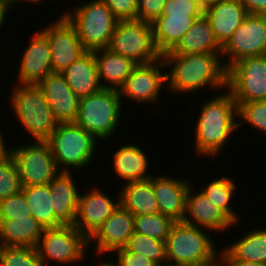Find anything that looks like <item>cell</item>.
<instances>
[{
  "label": "cell",
  "instance_id": "8d00e7d4",
  "mask_svg": "<svg viewBox=\"0 0 266 266\" xmlns=\"http://www.w3.org/2000/svg\"><path fill=\"white\" fill-rule=\"evenodd\" d=\"M32 216V210L23 192L0 200V219H17Z\"/></svg>",
  "mask_w": 266,
  "mask_h": 266
},
{
  "label": "cell",
  "instance_id": "816d5d0a",
  "mask_svg": "<svg viewBox=\"0 0 266 266\" xmlns=\"http://www.w3.org/2000/svg\"><path fill=\"white\" fill-rule=\"evenodd\" d=\"M19 0H17V2H18ZM23 1V0H22ZM24 1H27V2H39V1H41V0H24Z\"/></svg>",
  "mask_w": 266,
  "mask_h": 266
},
{
  "label": "cell",
  "instance_id": "44dd1931",
  "mask_svg": "<svg viewBox=\"0 0 266 266\" xmlns=\"http://www.w3.org/2000/svg\"><path fill=\"white\" fill-rule=\"evenodd\" d=\"M188 181L171 177H153V190L158 201L159 213L169 216L175 222L185 216Z\"/></svg>",
  "mask_w": 266,
  "mask_h": 266
},
{
  "label": "cell",
  "instance_id": "d6986e66",
  "mask_svg": "<svg viewBox=\"0 0 266 266\" xmlns=\"http://www.w3.org/2000/svg\"><path fill=\"white\" fill-rule=\"evenodd\" d=\"M218 44L223 47L248 15L238 0H218L204 9Z\"/></svg>",
  "mask_w": 266,
  "mask_h": 266
},
{
  "label": "cell",
  "instance_id": "277c9868",
  "mask_svg": "<svg viewBox=\"0 0 266 266\" xmlns=\"http://www.w3.org/2000/svg\"><path fill=\"white\" fill-rule=\"evenodd\" d=\"M11 95L14 112L23 127L36 141H47L58 122L42 90L38 85L18 84Z\"/></svg>",
  "mask_w": 266,
  "mask_h": 266
},
{
  "label": "cell",
  "instance_id": "484cf974",
  "mask_svg": "<svg viewBox=\"0 0 266 266\" xmlns=\"http://www.w3.org/2000/svg\"><path fill=\"white\" fill-rule=\"evenodd\" d=\"M122 188L120 204L134 216L159 213L153 190V177L144 181L129 182Z\"/></svg>",
  "mask_w": 266,
  "mask_h": 266
},
{
  "label": "cell",
  "instance_id": "603a6c76",
  "mask_svg": "<svg viewBox=\"0 0 266 266\" xmlns=\"http://www.w3.org/2000/svg\"><path fill=\"white\" fill-rule=\"evenodd\" d=\"M62 74L68 86L79 98L94 94L103 88L99 80L94 51H87L81 58L67 67Z\"/></svg>",
  "mask_w": 266,
  "mask_h": 266
},
{
  "label": "cell",
  "instance_id": "d590c367",
  "mask_svg": "<svg viewBox=\"0 0 266 266\" xmlns=\"http://www.w3.org/2000/svg\"><path fill=\"white\" fill-rule=\"evenodd\" d=\"M0 266H44L35 247L0 246Z\"/></svg>",
  "mask_w": 266,
  "mask_h": 266
},
{
  "label": "cell",
  "instance_id": "8992f818",
  "mask_svg": "<svg viewBox=\"0 0 266 266\" xmlns=\"http://www.w3.org/2000/svg\"><path fill=\"white\" fill-rule=\"evenodd\" d=\"M74 11L64 14L75 26L83 47L87 51L108 48L118 20L105 2L94 0Z\"/></svg>",
  "mask_w": 266,
  "mask_h": 266
},
{
  "label": "cell",
  "instance_id": "ba28073f",
  "mask_svg": "<svg viewBox=\"0 0 266 266\" xmlns=\"http://www.w3.org/2000/svg\"><path fill=\"white\" fill-rule=\"evenodd\" d=\"M108 48L136 64H149L162 57L153 41L152 24L138 20L117 21Z\"/></svg>",
  "mask_w": 266,
  "mask_h": 266
},
{
  "label": "cell",
  "instance_id": "7a4b0ae2",
  "mask_svg": "<svg viewBox=\"0 0 266 266\" xmlns=\"http://www.w3.org/2000/svg\"><path fill=\"white\" fill-rule=\"evenodd\" d=\"M200 112L195 126L196 150L198 154L213 156L225 145L234 129L242 125V122H235L238 105L227 91L206 102Z\"/></svg>",
  "mask_w": 266,
  "mask_h": 266
},
{
  "label": "cell",
  "instance_id": "ac0fdd59",
  "mask_svg": "<svg viewBox=\"0 0 266 266\" xmlns=\"http://www.w3.org/2000/svg\"><path fill=\"white\" fill-rule=\"evenodd\" d=\"M25 49L19 71V83L37 85L52 73L51 49L47 35L41 31L31 38Z\"/></svg>",
  "mask_w": 266,
  "mask_h": 266
},
{
  "label": "cell",
  "instance_id": "f546056e",
  "mask_svg": "<svg viewBox=\"0 0 266 266\" xmlns=\"http://www.w3.org/2000/svg\"><path fill=\"white\" fill-rule=\"evenodd\" d=\"M147 157L136 145H123L114 153L113 166L116 174L129 182L144 181L152 175H146Z\"/></svg>",
  "mask_w": 266,
  "mask_h": 266
},
{
  "label": "cell",
  "instance_id": "7bdbcfd3",
  "mask_svg": "<svg viewBox=\"0 0 266 266\" xmlns=\"http://www.w3.org/2000/svg\"><path fill=\"white\" fill-rule=\"evenodd\" d=\"M248 14L266 15V0H238Z\"/></svg>",
  "mask_w": 266,
  "mask_h": 266
},
{
  "label": "cell",
  "instance_id": "9a60e30c",
  "mask_svg": "<svg viewBox=\"0 0 266 266\" xmlns=\"http://www.w3.org/2000/svg\"><path fill=\"white\" fill-rule=\"evenodd\" d=\"M37 85L44 93L58 123L75 122L80 98L68 86L62 73L52 72Z\"/></svg>",
  "mask_w": 266,
  "mask_h": 266
},
{
  "label": "cell",
  "instance_id": "ee69618b",
  "mask_svg": "<svg viewBox=\"0 0 266 266\" xmlns=\"http://www.w3.org/2000/svg\"><path fill=\"white\" fill-rule=\"evenodd\" d=\"M226 266H266L260 262H226Z\"/></svg>",
  "mask_w": 266,
  "mask_h": 266
},
{
  "label": "cell",
  "instance_id": "74e56055",
  "mask_svg": "<svg viewBox=\"0 0 266 266\" xmlns=\"http://www.w3.org/2000/svg\"><path fill=\"white\" fill-rule=\"evenodd\" d=\"M238 116L266 134V101L237 103Z\"/></svg>",
  "mask_w": 266,
  "mask_h": 266
},
{
  "label": "cell",
  "instance_id": "b9f144b4",
  "mask_svg": "<svg viewBox=\"0 0 266 266\" xmlns=\"http://www.w3.org/2000/svg\"><path fill=\"white\" fill-rule=\"evenodd\" d=\"M118 262L115 263L117 266H157L150 259L145 256L129 252L125 247L116 249Z\"/></svg>",
  "mask_w": 266,
  "mask_h": 266
},
{
  "label": "cell",
  "instance_id": "4fadbf2b",
  "mask_svg": "<svg viewBox=\"0 0 266 266\" xmlns=\"http://www.w3.org/2000/svg\"><path fill=\"white\" fill-rule=\"evenodd\" d=\"M42 31L49 39L53 72L62 73L87 52L75 26L65 15Z\"/></svg>",
  "mask_w": 266,
  "mask_h": 266
},
{
  "label": "cell",
  "instance_id": "d4e9b609",
  "mask_svg": "<svg viewBox=\"0 0 266 266\" xmlns=\"http://www.w3.org/2000/svg\"><path fill=\"white\" fill-rule=\"evenodd\" d=\"M44 230L32 216L0 219V246L36 247Z\"/></svg>",
  "mask_w": 266,
  "mask_h": 266
},
{
  "label": "cell",
  "instance_id": "836d02e7",
  "mask_svg": "<svg viewBox=\"0 0 266 266\" xmlns=\"http://www.w3.org/2000/svg\"><path fill=\"white\" fill-rule=\"evenodd\" d=\"M175 221L160 213L134 216V231L148 237L166 241Z\"/></svg>",
  "mask_w": 266,
  "mask_h": 266
},
{
  "label": "cell",
  "instance_id": "c3c4849f",
  "mask_svg": "<svg viewBox=\"0 0 266 266\" xmlns=\"http://www.w3.org/2000/svg\"><path fill=\"white\" fill-rule=\"evenodd\" d=\"M221 258H222L221 261L217 260L218 263H216L217 261L215 260V261H213L209 264L203 265V266H218V264H220L219 262H221V265H226V262H225V259L223 258V256H221Z\"/></svg>",
  "mask_w": 266,
  "mask_h": 266
},
{
  "label": "cell",
  "instance_id": "3957f363",
  "mask_svg": "<svg viewBox=\"0 0 266 266\" xmlns=\"http://www.w3.org/2000/svg\"><path fill=\"white\" fill-rule=\"evenodd\" d=\"M216 255L211 238L202 228L182 221L173 224L166 239L167 260L173 263L167 264L203 266L217 260Z\"/></svg>",
  "mask_w": 266,
  "mask_h": 266
},
{
  "label": "cell",
  "instance_id": "30bf717a",
  "mask_svg": "<svg viewBox=\"0 0 266 266\" xmlns=\"http://www.w3.org/2000/svg\"><path fill=\"white\" fill-rule=\"evenodd\" d=\"M15 160L22 186L49 184L59 173L48 141L8 151Z\"/></svg>",
  "mask_w": 266,
  "mask_h": 266
},
{
  "label": "cell",
  "instance_id": "f907efd6",
  "mask_svg": "<svg viewBox=\"0 0 266 266\" xmlns=\"http://www.w3.org/2000/svg\"><path fill=\"white\" fill-rule=\"evenodd\" d=\"M2 1L8 3L11 6V4L16 3L17 0H2Z\"/></svg>",
  "mask_w": 266,
  "mask_h": 266
},
{
  "label": "cell",
  "instance_id": "d6a6232c",
  "mask_svg": "<svg viewBox=\"0 0 266 266\" xmlns=\"http://www.w3.org/2000/svg\"><path fill=\"white\" fill-rule=\"evenodd\" d=\"M234 181L235 180H231V178L223 176V178L215 179L209 183L201 192L236 223L238 221V216L229 206L232 193L236 190Z\"/></svg>",
  "mask_w": 266,
  "mask_h": 266
},
{
  "label": "cell",
  "instance_id": "2e32d148",
  "mask_svg": "<svg viewBox=\"0 0 266 266\" xmlns=\"http://www.w3.org/2000/svg\"><path fill=\"white\" fill-rule=\"evenodd\" d=\"M119 204L120 200L113 203L97 188L85 195H79L74 226L89 239Z\"/></svg>",
  "mask_w": 266,
  "mask_h": 266
},
{
  "label": "cell",
  "instance_id": "4316f807",
  "mask_svg": "<svg viewBox=\"0 0 266 266\" xmlns=\"http://www.w3.org/2000/svg\"><path fill=\"white\" fill-rule=\"evenodd\" d=\"M94 55L98 65L99 80L104 78L107 83L111 84H104L103 88L119 90L137 66L133 60L114 53L109 48L94 50Z\"/></svg>",
  "mask_w": 266,
  "mask_h": 266
},
{
  "label": "cell",
  "instance_id": "f5cc1de1",
  "mask_svg": "<svg viewBox=\"0 0 266 266\" xmlns=\"http://www.w3.org/2000/svg\"><path fill=\"white\" fill-rule=\"evenodd\" d=\"M162 266H180V265H170V264H166V265H162Z\"/></svg>",
  "mask_w": 266,
  "mask_h": 266
},
{
  "label": "cell",
  "instance_id": "9c48e42d",
  "mask_svg": "<svg viewBox=\"0 0 266 266\" xmlns=\"http://www.w3.org/2000/svg\"><path fill=\"white\" fill-rule=\"evenodd\" d=\"M227 87L237 103L266 101V56L235 62L227 69Z\"/></svg>",
  "mask_w": 266,
  "mask_h": 266
},
{
  "label": "cell",
  "instance_id": "cb8c5ba5",
  "mask_svg": "<svg viewBox=\"0 0 266 266\" xmlns=\"http://www.w3.org/2000/svg\"><path fill=\"white\" fill-rule=\"evenodd\" d=\"M222 47L214 37L209 19L203 13L197 18L180 42L164 54L221 53Z\"/></svg>",
  "mask_w": 266,
  "mask_h": 266
},
{
  "label": "cell",
  "instance_id": "7c38bea8",
  "mask_svg": "<svg viewBox=\"0 0 266 266\" xmlns=\"http://www.w3.org/2000/svg\"><path fill=\"white\" fill-rule=\"evenodd\" d=\"M221 54L229 57L226 69L242 58L266 54V15L248 14L222 47Z\"/></svg>",
  "mask_w": 266,
  "mask_h": 266
},
{
  "label": "cell",
  "instance_id": "ab89813d",
  "mask_svg": "<svg viewBox=\"0 0 266 266\" xmlns=\"http://www.w3.org/2000/svg\"><path fill=\"white\" fill-rule=\"evenodd\" d=\"M118 21L136 20L138 0H103Z\"/></svg>",
  "mask_w": 266,
  "mask_h": 266
},
{
  "label": "cell",
  "instance_id": "ffe728a7",
  "mask_svg": "<svg viewBox=\"0 0 266 266\" xmlns=\"http://www.w3.org/2000/svg\"><path fill=\"white\" fill-rule=\"evenodd\" d=\"M191 190L190 185L186 194L185 216L182 222L218 231H224V229L226 230L229 226L235 224L224 211L215 206L202 192L193 195ZM187 214H189V217L186 216Z\"/></svg>",
  "mask_w": 266,
  "mask_h": 266
},
{
  "label": "cell",
  "instance_id": "6da1fadb",
  "mask_svg": "<svg viewBox=\"0 0 266 266\" xmlns=\"http://www.w3.org/2000/svg\"><path fill=\"white\" fill-rule=\"evenodd\" d=\"M221 53L163 54L165 65H173L166 74L168 85L175 92H191L208 84L227 86V69L219 60Z\"/></svg>",
  "mask_w": 266,
  "mask_h": 266
},
{
  "label": "cell",
  "instance_id": "e0dca14e",
  "mask_svg": "<svg viewBox=\"0 0 266 266\" xmlns=\"http://www.w3.org/2000/svg\"><path fill=\"white\" fill-rule=\"evenodd\" d=\"M134 215L121 204L111 213L108 219L89 238V243L96 239L97 252L104 254L124 248L134 233Z\"/></svg>",
  "mask_w": 266,
  "mask_h": 266
},
{
  "label": "cell",
  "instance_id": "bcb514c9",
  "mask_svg": "<svg viewBox=\"0 0 266 266\" xmlns=\"http://www.w3.org/2000/svg\"><path fill=\"white\" fill-rule=\"evenodd\" d=\"M218 0H197L198 4L204 9H206L211 4L216 3Z\"/></svg>",
  "mask_w": 266,
  "mask_h": 266
},
{
  "label": "cell",
  "instance_id": "f1b7e54d",
  "mask_svg": "<svg viewBox=\"0 0 266 266\" xmlns=\"http://www.w3.org/2000/svg\"><path fill=\"white\" fill-rule=\"evenodd\" d=\"M221 256L225 262H260L266 264V229L254 230L228 246Z\"/></svg>",
  "mask_w": 266,
  "mask_h": 266
},
{
  "label": "cell",
  "instance_id": "681fc988",
  "mask_svg": "<svg viewBox=\"0 0 266 266\" xmlns=\"http://www.w3.org/2000/svg\"><path fill=\"white\" fill-rule=\"evenodd\" d=\"M100 266H117L116 264H114V263H106L105 261H104V263L102 262V264L100 265Z\"/></svg>",
  "mask_w": 266,
  "mask_h": 266
},
{
  "label": "cell",
  "instance_id": "5b68a950",
  "mask_svg": "<svg viewBox=\"0 0 266 266\" xmlns=\"http://www.w3.org/2000/svg\"><path fill=\"white\" fill-rule=\"evenodd\" d=\"M121 98L118 90L110 88L80 98L75 123L96 139L109 138L119 121Z\"/></svg>",
  "mask_w": 266,
  "mask_h": 266
},
{
  "label": "cell",
  "instance_id": "f35d334b",
  "mask_svg": "<svg viewBox=\"0 0 266 266\" xmlns=\"http://www.w3.org/2000/svg\"><path fill=\"white\" fill-rule=\"evenodd\" d=\"M203 13L197 0H167L160 17H200Z\"/></svg>",
  "mask_w": 266,
  "mask_h": 266
},
{
  "label": "cell",
  "instance_id": "60d3db41",
  "mask_svg": "<svg viewBox=\"0 0 266 266\" xmlns=\"http://www.w3.org/2000/svg\"><path fill=\"white\" fill-rule=\"evenodd\" d=\"M166 1L138 0L136 20L153 24L162 14Z\"/></svg>",
  "mask_w": 266,
  "mask_h": 266
},
{
  "label": "cell",
  "instance_id": "7dc6e473",
  "mask_svg": "<svg viewBox=\"0 0 266 266\" xmlns=\"http://www.w3.org/2000/svg\"><path fill=\"white\" fill-rule=\"evenodd\" d=\"M6 150L7 148H5V143L3 141L2 133L0 132V157Z\"/></svg>",
  "mask_w": 266,
  "mask_h": 266
},
{
  "label": "cell",
  "instance_id": "f6af8a7d",
  "mask_svg": "<svg viewBox=\"0 0 266 266\" xmlns=\"http://www.w3.org/2000/svg\"><path fill=\"white\" fill-rule=\"evenodd\" d=\"M10 5L2 0H0V27L2 26V22H4V17L6 16L5 14L8 11V7Z\"/></svg>",
  "mask_w": 266,
  "mask_h": 266
},
{
  "label": "cell",
  "instance_id": "1f68e13d",
  "mask_svg": "<svg viewBox=\"0 0 266 266\" xmlns=\"http://www.w3.org/2000/svg\"><path fill=\"white\" fill-rule=\"evenodd\" d=\"M125 248L129 252H134L145 256L157 266L166 265V241L157 240L146 235L134 232L129 238Z\"/></svg>",
  "mask_w": 266,
  "mask_h": 266
},
{
  "label": "cell",
  "instance_id": "e575fe53",
  "mask_svg": "<svg viewBox=\"0 0 266 266\" xmlns=\"http://www.w3.org/2000/svg\"><path fill=\"white\" fill-rule=\"evenodd\" d=\"M18 169L8 149L0 157V200L22 191Z\"/></svg>",
  "mask_w": 266,
  "mask_h": 266
},
{
  "label": "cell",
  "instance_id": "4dcf8cb0",
  "mask_svg": "<svg viewBox=\"0 0 266 266\" xmlns=\"http://www.w3.org/2000/svg\"><path fill=\"white\" fill-rule=\"evenodd\" d=\"M22 192L32 210V217L45 229L57 228L62 224L54 217L49 184L23 186Z\"/></svg>",
  "mask_w": 266,
  "mask_h": 266
},
{
  "label": "cell",
  "instance_id": "52a82bcc",
  "mask_svg": "<svg viewBox=\"0 0 266 266\" xmlns=\"http://www.w3.org/2000/svg\"><path fill=\"white\" fill-rule=\"evenodd\" d=\"M95 140L97 141L80 125L68 122L58 123L47 141L58 169L60 165H64L61 171H70L67 168H82L91 161L97 143Z\"/></svg>",
  "mask_w": 266,
  "mask_h": 266
},
{
  "label": "cell",
  "instance_id": "83f0119b",
  "mask_svg": "<svg viewBox=\"0 0 266 266\" xmlns=\"http://www.w3.org/2000/svg\"><path fill=\"white\" fill-rule=\"evenodd\" d=\"M199 17H159L153 22V41L161 56L171 51Z\"/></svg>",
  "mask_w": 266,
  "mask_h": 266
},
{
  "label": "cell",
  "instance_id": "7402d4cb",
  "mask_svg": "<svg viewBox=\"0 0 266 266\" xmlns=\"http://www.w3.org/2000/svg\"><path fill=\"white\" fill-rule=\"evenodd\" d=\"M72 179L70 171H59V174L49 183L54 217L62 225L75 223L80 194Z\"/></svg>",
  "mask_w": 266,
  "mask_h": 266
},
{
  "label": "cell",
  "instance_id": "8fae6325",
  "mask_svg": "<svg viewBox=\"0 0 266 266\" xmlns=\"http://www.w3.org/2000/svg\"><path fill=\"white\" fill-rule=\"evenodd\" d=\"M86 246L89 239L74 225H62L45 229L35 248L44 263L48 258L66 264L84 258Z\"/></svg>",
  "mask_w": 266,
  "mask_h": 266
},
{
  "label": "cell",
  "instance_id": "5bb4252c",
  "mask_svg": "<svg viewBox=\"0 0 266 266\" xmlns=\"http://www.w3.org/2000/svg\"><path fill=\"white\" fill-rule=\"evenodd\" d=\"M156 63L137 64L118 90L120 96L123 94L138 102H156L162 85L167 82L166 73L158 69L166 66L164 59L160 58V65Z\"/></svg>",
  "mask_w": 266,
  "mask_h": 266
}]
</instances>
